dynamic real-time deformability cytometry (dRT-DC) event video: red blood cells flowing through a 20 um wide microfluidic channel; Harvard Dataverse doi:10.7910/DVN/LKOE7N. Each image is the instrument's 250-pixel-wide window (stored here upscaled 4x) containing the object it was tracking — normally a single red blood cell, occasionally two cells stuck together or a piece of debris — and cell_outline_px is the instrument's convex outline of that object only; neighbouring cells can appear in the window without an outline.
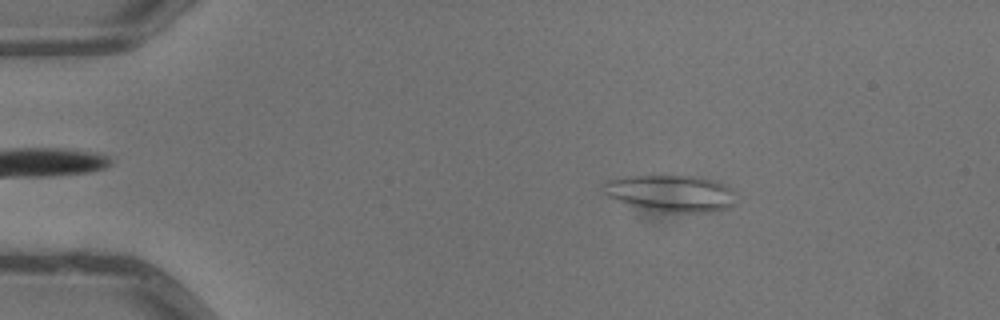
{"species": "common noctule bat (a hibernating species)", "species_latin": "Nyctalus noctula", "temperature_condition": "warm", "stored_images_in_passage": 4, "camera_frame_rate_fps": 3000, "um_per_image_px": 0.085, "animal": {"sex": "male", "body_mass_g": 13.3}, "frame": {"image": 1, "passage_image": 2, "time_ms": 0.333, "image_size_px": [1000, 320], "cell_outline_px": [[732, 204], [728, 208], [712, 212], [672, 212], [632, 204], [608, 196], [604, 192], [604, 184], [608, 180], [628, 176], [700, 176], [712, 180], [732, 188]], "centroid_in_image_um": [57.07, 16.41], "position_along_channel_um": 27.9, "area_um2": 27.34}}